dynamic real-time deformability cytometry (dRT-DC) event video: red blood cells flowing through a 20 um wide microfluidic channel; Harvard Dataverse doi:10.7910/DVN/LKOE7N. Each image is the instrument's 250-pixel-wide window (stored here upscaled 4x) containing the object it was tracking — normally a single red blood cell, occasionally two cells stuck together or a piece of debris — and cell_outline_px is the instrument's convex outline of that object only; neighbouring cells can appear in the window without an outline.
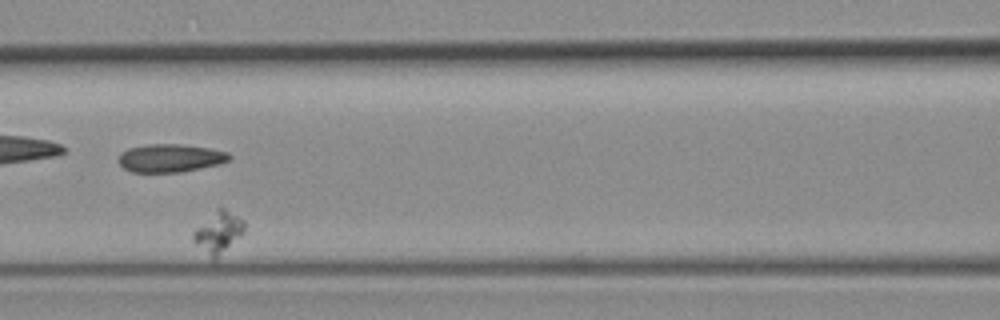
{"species": "common noctule bat (a hibernating species)", "species_latin": "Nyctalus noctula", "temperature_condition": "room temperature", "stored_images_in_passage": 46, "camera_frame_rate_fps": 3000, "um_per_image_px": 0.085, "animal": {"sex": "female", "body_mass_g": 19.3, "forearm_length_mm": 54.1}, "frame": {"image": 1, "passage_image": 18, "time_ms": 5.667, "image_size_px": [1000, 320], "cell_outline_px": [[244, 232], [216, 260], [212, 260], [192, 240], [192, 232], [196, 228], [220, 208], [224, 208], [244, 220]], "centroid_in_image_um": [18.56, 19.8], "position_along_channel_um": 148.0, "area_um2": 12.02}}
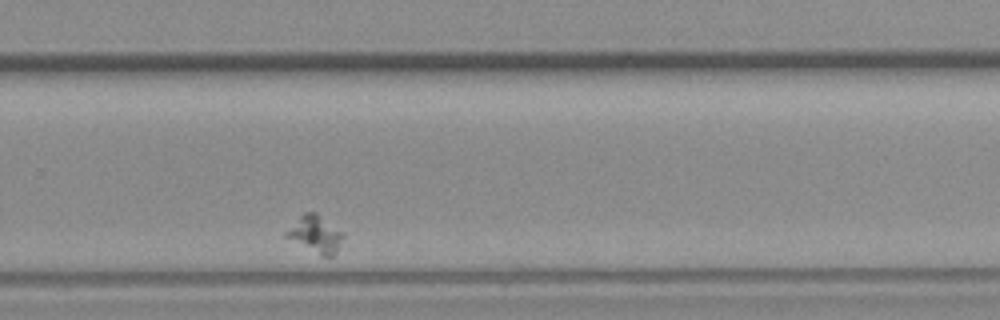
{"frame": {"image": 2, "passage_image": 34, "time_ms": 11.0, "image_size_px": [1000, 320], "cell_outline_px": [[344, 236], [336, 252], [332, 256], [324, 256], [284, 236], [284, 232], [304, 212], [316, 212], [344, 232]], "centroid_in_image_um": [26.83, 19.87], "position_along_channel_um": 303.0, "area_um2": 11.96}}
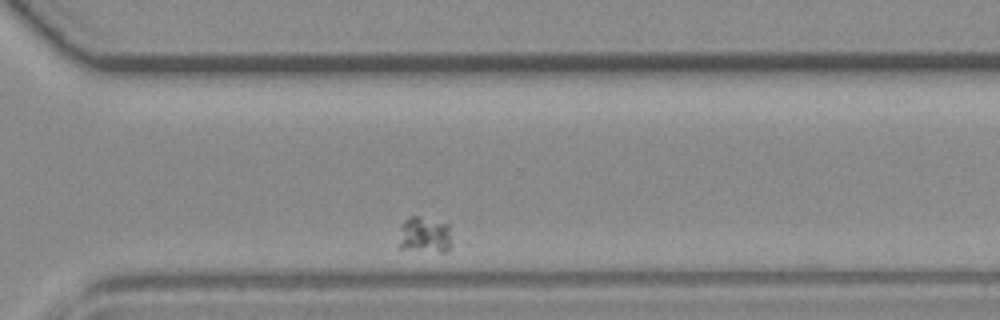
{"frame": {"image": 3, "passage_image": 37, "time_ms": 12.0, "image_size_px": [1000, 320], "cell_outline_px": [[452, 248], [444, 252], [440, 252], [396, 248], [404, 220], [408, 216], [416, 216], [448, 224], [452, 244]], "centroid_in_image_um": [36.09, 20.0], "position_along_channel_um": 334.5, "area_um2": 11.27}}